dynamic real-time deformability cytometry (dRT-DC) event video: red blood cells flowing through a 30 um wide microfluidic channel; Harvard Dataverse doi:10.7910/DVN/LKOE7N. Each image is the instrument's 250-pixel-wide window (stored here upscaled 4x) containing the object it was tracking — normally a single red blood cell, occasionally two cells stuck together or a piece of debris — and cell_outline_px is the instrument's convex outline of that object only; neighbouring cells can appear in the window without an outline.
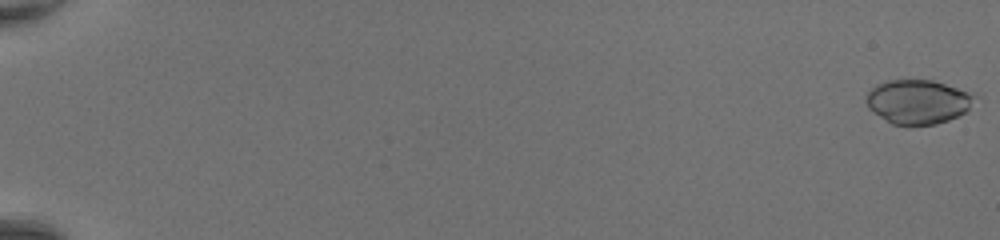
{"species": "common noctule bat (a hibernating species)", "species_latin": "Nyctalus noctula", "temperature_condition": "room temperature", "stored_images_in_passage": 50, "camera_frame_rate_fps": 3000, "um_per_image_px": 0.085, "animal": {"sex": "female", "body_mass_g": 20.0, "forearm_length_mm": 54.0}, "frame": {"image": 1, "passage_image": 1, "time_ms": 0.0, "image_size_px": [1000, 240], "cell_outline_px": [[980, 96], [968, 112], [948, 120], [936, 124], [892, 124], [872, 112], [868, 108], [864, 96], [876, 84], [888, 80], [932, 80]], "centroid_in_image_um": [78.04, 8.64], "position_along_channel_um": 7.0, "area_um2": 28.09}}
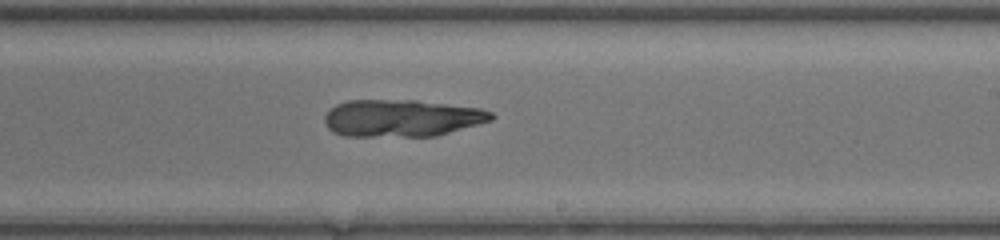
{"frame": {"image": 2, "passage_image": 33, "time_ms": 10.667, "image_size_px": [1000, 240], "cell_outline_px": [[496, 116], [492, 120], [436, 136], [344, 136], [332, 132], [324, 124], [324, 116], [336, 104], [348, 100], [416, 100], [480, 108], [492, 112]], "centroid_in_image_um": [34.13, 10.04], "position_along_channel_um": 254.9, "area_um2": 36.18}}
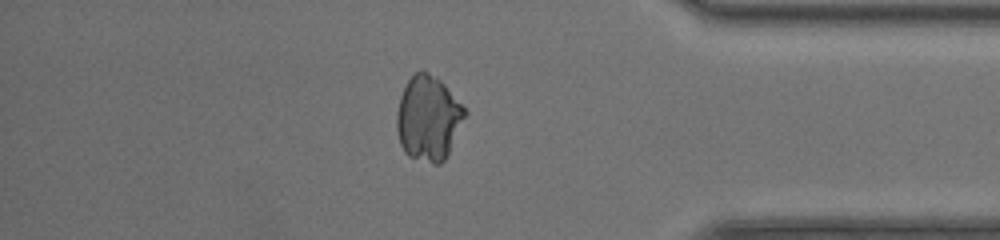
{"frame": {"image": 3, "passage_image": 44, "time_ms": 14.333, "image_size_px": [1000, 240], "cell_outline_px": [[468, 112], [444, 160], [440, 164], [432, 164], [408, 156], [404, 152], [400, 144], [396, 128], [396, 112], [400, 96], [408, 80], [420, 68], [428, 72], [440, 80], [444, 84]], "centroid_in_image_um": [36.38, 10.05], "position_along_channel_um": 398.8, "area_um2": 33.64}}